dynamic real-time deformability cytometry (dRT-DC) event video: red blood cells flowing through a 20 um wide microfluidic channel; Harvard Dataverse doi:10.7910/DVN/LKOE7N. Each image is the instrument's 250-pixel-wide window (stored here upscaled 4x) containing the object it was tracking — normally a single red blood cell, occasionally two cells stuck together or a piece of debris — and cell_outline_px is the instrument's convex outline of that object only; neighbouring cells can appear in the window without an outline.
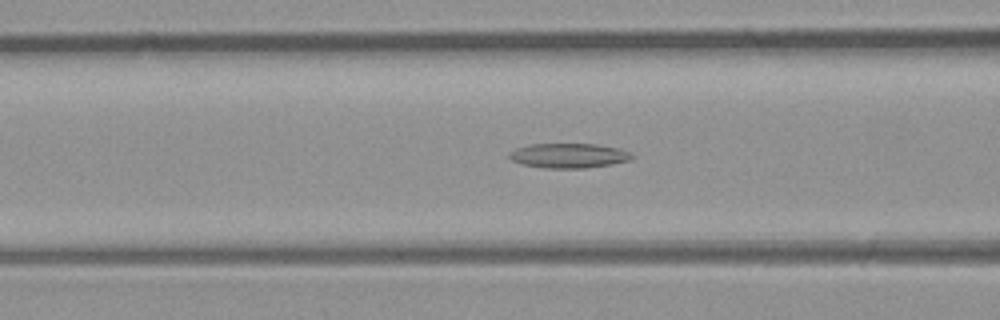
{"species": "common noctule bat (a hibernating species)", "species_latin": "Nyctalus noctula", "temperature_condition": "room temperature", "stored_images_in_passage": 48, "camera_frame_rate_fps": 3000, "um_per_image_px": 0.085, "animal": {"sex": "male", "body_mass_g": 23.1, "forearm_length_mm": 52.7}, "frame": {"image": 1, "passage_image": 19, "time_ms": 6.0, "image_size_px": [1000, 320], "cell_outline_px": [[636, 156], [628, 160], [612, 164], [584, 168], [544, 168], [524, 164], [512, 160], [508, 156], [508, 152], [516, 148], [532, 144], [596, 144], [620, 148]], "centroid_in_image_um": [48.34, 13.22], "position_along_channel_um": 118.3, "area_um2": 17.57}}
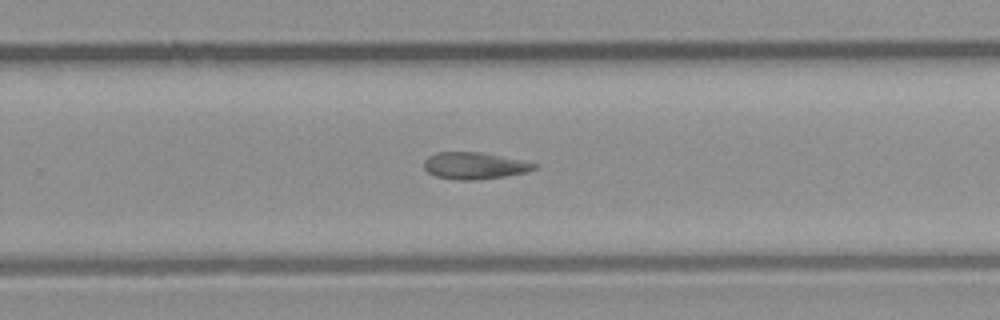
{"frame": {"image": 2, "passage_image": 31, "time_ms": 10.0, "image_size_px": [1000, 320], "cell_outline_px": [[536, 168], [524, 172], [504, 176], [476, 180], [464, 180], [436, 176], [428, 172], [424, 168], [424, 160], [428, 156], [436, 152], [480, 152], [524, 160], [536, 164]], "centroid_in_image_um": [40.3, 14.07], "position_along_channel_um": 289.5, "area_um2": 17.05}}
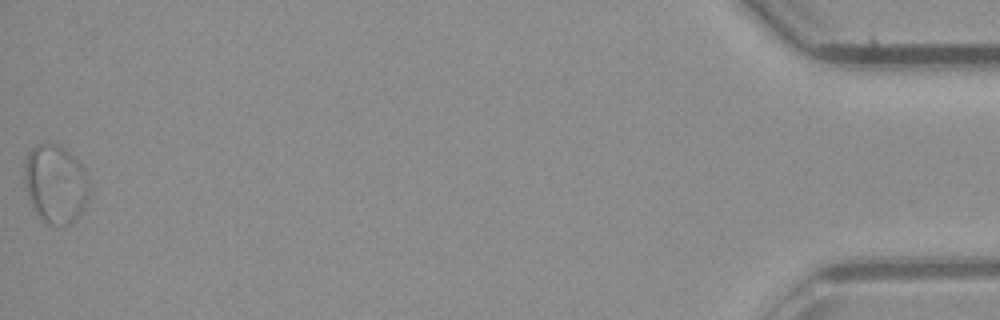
{"frame": {"image": 3, "passage_image": 48, "time_ms": 15.667, "image_size_px": [1000, 320], "cell_outline_px": [[88, 196], [80, 212], [68, 224], [48, 224], [32, 208], [28, 196], [24, 180], [24, 164], [28, 152], [32, 148], [40, 144], [52, 144], [64, 148], [80, 164], [88, 180]], "centroid_in_image_um": [4.67, 15.62], "position_along_channel_um": 430.5, "area_um2": 28.84}}